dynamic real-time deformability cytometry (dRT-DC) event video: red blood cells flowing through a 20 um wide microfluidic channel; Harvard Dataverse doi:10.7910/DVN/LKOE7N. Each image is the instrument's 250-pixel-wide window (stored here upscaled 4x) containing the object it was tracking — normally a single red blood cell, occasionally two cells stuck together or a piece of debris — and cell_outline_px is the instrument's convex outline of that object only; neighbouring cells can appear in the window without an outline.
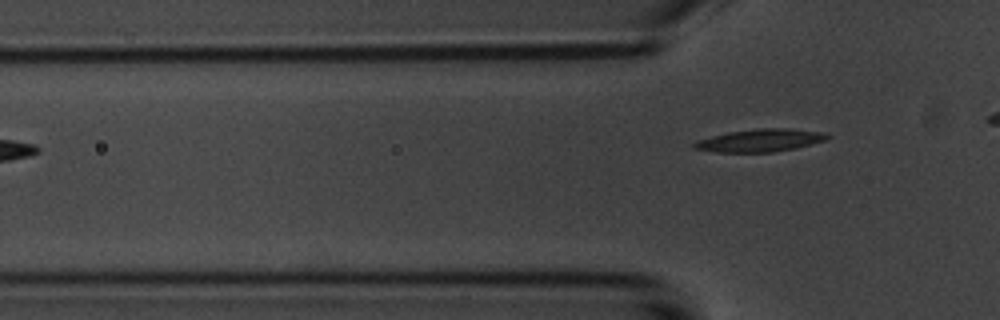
{"species": "common noctule bat (a hibernating species)", "species_latin": "Nyctalus noctula", "temperature_condition": "room temperature", "stored_images_in_passage": 5, "camera_frame_rate_fps": 3000, "um_per_image_px": 0.085, "animal": {"sex": "male", "body_mass_g": 20.1, "forearm_length_mm": 53.5}, "frame": {"image": 1, "passage_image": 5, "time_ms": 4.667, "image_size_px": [1000, 320], "cell_outline_px": [[828, 136], [824, 140], [796, 148], [772, 152], [716, 152], [692, 148], [692, 144], [696, 140], [728, 132], [756, 128], [788, 128], [820, 132]], "centroid_in_image_um": [64.52, 11.93], "position_along_channel_um": 61.3, "area_um2": 17.4}}